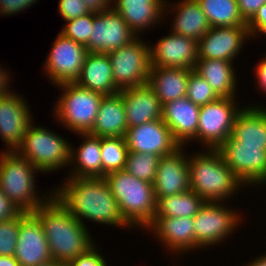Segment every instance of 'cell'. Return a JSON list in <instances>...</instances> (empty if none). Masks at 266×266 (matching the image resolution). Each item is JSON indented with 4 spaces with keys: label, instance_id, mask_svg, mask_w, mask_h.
<instances>
[{
    "label": "cell",
    "instance_id": "obj_1",
    "mask_svg": "<svg viewBox=\"0 0 266 266\" xmlns=\"http://www.w3.org/2000/svg\"><path fill=\"white\" fill-rule=\"evenodd\" d=\"M65 178L62 185L53 187V195L79 222L85 226L88 221L121 229L131 228L121 216L116 198L105 178Z\"/></svg>",
    "mask_w": 266,
    "mask_h": 266
},
{
    "label": "cell",
    "instance_id": "obj_2",
    "mask_svg": "<svg viewBox=\"0 0 266 266\" xmlns=\"http://www.w3.org/2000/svg\"><path fill=\"white\" fill-rule=\"evenodd\" d=\"M33 214L43 227L53 261L67 264L95 244L87 226L70 214L54 195Z\"/></svg>",
    "mask_w": 266,
    "mask_h": 266
},
{
    "label": "cell",
    "instance_id": "obj_3",
    "mask_svg": "<svg viewBox=\"0 0 266 266\" xmlns=\"http://www.w3.org/2000/svg\"><path fill=\"white\" fill-rule=\"evenodd\" d=\"M188 168L190 190L205 202H228L246 187L226 165L218 149L190 154Z\"/></svg>",
    "mask_w": 266,
    "mask_h": 266
},
{
    "label": "cell",
    "instance_id": "obj_4",
    "mask_svg": "<svg viewBox=\"0 0 266 266\" xmlns=\"http://www.w3.org/2000/svg\"><path fill=\"white\" fill-rule=\"evenodd\" d=\"M39 172L33 164L16 151L2 150L0 154V191L21 212L33 213L53 195V190L47 193L44 191L47 195L38 193L35 178Z\"/></svg>",
    "mask_w": 266,
    "mask_h": 266
},
{
    "label": "cell",
    "instance_id": "obj_5",
    "mask_svg": "<svg viewBox=\"0 0 266 266\" xmlns=\"http://www.w3.org/2000/svg\"><path fill=\"white\" fill-rule=\"evenodd\" d=\"M118 208L130 230H145L154 220L156 199L152 183L145 182L126 170L105 176Z\"/></svg>",
    "mask_w": 266,
    "mask_h": 266
},
{
    "label": "cell",
    "instance_id": "obj_6",
    "mask_svg": "<svg viewBox=\"0 0 266 266\" xmlns=\"http://www.w3.org/2000/svg\"><path fill=\"white\" fill-rule=\"evenodd\" d=\"M56 86L62 93L51 109L55 120L71 133H89L94 126L104 95L86 89L76 82Z\"/></svg>",
    "mask_w": 266,
    "mask_h": 266
},
{
    "label": "cell",
    "instance_id": "obj_7",
    "mask_svg": "<svg viewBox=\"0 0 266 266\" xmlns=\"http://www.w3.org/2000/svg\"><path fill=\"white\" fill-rule=\"evenodd\" d=\"M47 128L35 126L32 122L21 146L16 150L20 156L33 164L40 174H52L62 168H69L71 161L72 144L66 141L64 136Z\"/></svg>",
    "mask_w": 266,
    "mask_h": 266
},
{
    "label": "cell",
    "instance_id": "obj_8",
    "mask_svg": "<svg viewBox=\"0 0 266 266\" xmlns=\"http://www.w3.org/2000/svg\"><path fill=\"white\" fill-rule=\"evenodd\" d=\"M226 202H205L199 212L193 217L195 242L198 250L208 246L226 243L229 236L236 234L238 226L244 224L240 210H235ZM243 216V217H242ZM233 233V234H232Z\"/></svg>",
    "mask_w": 266,
    "mask_h": 266
},
{
    "label": "cell",
    "instance_id": "obj_9",
    "mask_svg": "<svg viewBox=\"0 0 266 266\" xmlns=\"http://www.w3.org/2000/svg\"><path fill=\"white\" fill-rule=\"evenodd\" d=\"M237 100L219 98L200 107L197 136L193 143L199 141L204 147L202 151L218 149L231 136L235 119L243 109Z\"/></svg>",
    "mask_w": 266,
    "mask_h": 266
},
{
    "label": "cell",
    "instance_id": "obj_10",
    "mask_svg": "<svg viewBox=\"0 0 266 266\" xmlns=\"http://www.w3.org/2000/svg\"><path fill=\"white\" fill-rule=\"evenodd\" d=\"M138 37L126 46L108 53L114 84L119 89L138 87L148 84L151 70L150 46Z\"/></svg>",
    "mask_w": 266,
    "mask_h": 266
},
{
    "label": "cell",
    "instance_id": "obj_11",
    "mask_svg": "<svg viewBox=\"0 0 266 266\" xmlns=\"http://www.w3.org/2000/svg\"><path fill=\"white\" fill-rule=\"evenodd\" d=\"M218 150L226 165L246 188L247 186L262 188V184L266 185V147L264 145H240L230 136Z\"/></svg>",
    "mask_w": 266,
    "mask_h": 266
},
{
    "label": "cell",
    "instance_id": "obj_12",
    "mask_svg": "<svg viewBox=\"0 0 266 266\" xmlns=\"http://www.w3.org/2000/svg\"><path fill=\"white\" fill-rule=\"evenodd\" d=\"M43 66V72L51 85L75 82L81 73L88 54L87 48L58 33Z\"/></svg>",
    "mask_w": 266,
    "mask_h": 266
},
{
    "label": "cell",
    "instance_id": "obj_13",
    "mask_svg": "<svg viewBox=\"0 0 266 266\" xmlns=\"http://www.w3.org/2000/svg\"><path fill=\"white\" fill-rule=\"evenodd\" d=\"M137 38L120 14L111 8L109 11L93 13V30L85 47L88 52L109 53Z\"/></svg>",
    "mask_w": 266,
    "mask_h": 266
},
{
    "label": "cell",
    "instance_id": "obj_14",
    "mask_svg": "<svg viewBox=\"0 0 266 266\" xmlns=\"http://www.w3.org/2000/svg\"><path fill=\"white\" fill-rule=\"evenodd\" d=\"M13 91L0 96V138L5 143V151H16L26 135L34 115L24 96ZM7 148V149H6Z\"/></svg>",
    "mask_w": 266,
    "mask_h": 266
},
{
    "label": "cell",
    "instance_id": "obj_15",
    "mask_svg": "<svg viewBox=\"0 0 266 266\" xmlns=\"http://www.w3.org/2000/svg\"><path fill=\"white\" fill-rule=\"evenodd\" d=\"M250 39L247 26L211 27L198 41V59L233 62Z\"/></svg>",
    "mask_w": 266,
    "mask_h": 266
},
{
    "label": "cell",
    "instance_id": "obj_16",
    "mask_svg": "<svg viewBox=\"0 0 266 266\" xmlns=\"http://www.w3.org/2000/svg\"><path fill=\"white\" fill-rule=\"evenodd\" d=\"M186 149L180 146L173 153L160 157L152 183L156 202L160 198L190 190L189 155Z\"/></svg>",
    "mask_w": 266,
    "mask_h": 266
},
{
    "label": "cell",
    "instance_id": "obj_17",
    "mask_svg": "<svg viewBox=\"0 0 266 266\" xmlns=\"http://www.w3.org/2000/svg\"><path fill=\"white\" fill-rule=\"evenodd\" d=\"M193 224L192 217H154L145 231L151 232V235L153 233L152 236H155L160 245L167 249L165 252L169 251L177 258L198 249Z\"/></svg>",
    "mask_w": 266,
    "mask_h": 266
},
{
    "label": "cell",
    "instance_id": "obj_18",
    "mask_svg": "<svg viewBox=\"0 0 266 266\" xmlns=\"http://www.w3.org/2000/svg\"><path fill=\"white\" fill-rule=\"evenodd\" d=\"M158 41V42H157ZM150 46L151 67L195 69L198 60V42L173 32Z\"/></svg>",
    "mask_w": 266,
    "mask_h": 266
},
{
    "label": "cell",
    "instance_id": "obj_19",
    "mask_svg": "<svg viewBox=\"0 0 266 266\" xmlns=\"http://www.w3.org/2000/svg\"><path fill=\"white\" fill-rule=\"evenodd\" d=\"M125 140L129 152L153 153L160 157L180 147L162 119L128 127Z\"/></svg>",
    "mask_w": 266,
    "mask_h": 266
},
{
    "label": "cell",
    "instance_id": "obj_20",
    "mask_svg": "<svg viewBox=\"0 0 266 266\" xmlns=\"http://www.w3.org/2000/svg\"><path fill=\"white\" fill-rule=\"evenodd\" d=\"M14 257L20 266H41L52 261L43 227L33 213L20 222Z\"/></svg>",
    "mask_w": 266,
    "mask_h": 266
},
{
    "label": "cell",
    "instance_id": "obj_21",
    "mask_svg": "<svg viewBox=\"0 0 266 266\" xmlns=\"http://www.w3.org/2000/svg\"><path fill=\"white\" fill-rule=\"evenodd\" d=\"M162 120L180 146H187L197 136L200 107L187 97L168 102L162 107Z\"/></svg>",
    "mask_w": 266,
    "mask_h": 266
},
{
    "label": "cell",
    "instance_id": "obj_22",
    "mask_svg": "<svg viewBox=\"0 0 266 266\" xmlns=\"http://www.w3.org/2000/svg\"><path fill=\"white\" fill-rule=\"evenodd\" d=\"M164 5L165 0H112V8L138 37L165 22Z\"/></svg>",
    "mask_w": 266,
    "mask_h": 266
},
{
    "label": "cell",
    "instance_id": "obj_23",
    "mask_svg": "<svg viewBox=\"0 0 266 266\" xmlns=\"http://www.w3.org/2000/svg\"><path fill=\"white\" fill-rule=\"evenodd\" d=\"M167 13H171L173 18L170 32L192 38L197 42L211 28L197 0H178L173 3L165 0L164 19Z\"/></svg>",
    "mask_w": 266,
    "mask_h": 266
},
{
    "label": "cell",
    "instance_id": "obj_24",
    "mask_svg": "<svg viewBox=\"0 0 266 266\" xmlns=\"http://www.w3.org/2000/svg\"><path fill=\"white\" fill-rule=\"evenodd\" d=\"M119 93L122 96L128 127L162 119L163 106L148 84L122 89Z\"/></svg>",
    "mask_w": 266,
    "mask_h": 266
},
{
    "label": "cell",
    "instance_id": "obj_25",
    "mask_svg": "<svg viewBox=\"0 0 266 266\" xmlns=\"http://www.w3.org/2000/svg\"><path fill=\"white\" fill-rule=\"evenodd\" d=\"M78 85L102 95H112L120 90L114 84V77L108 53L88 52Z\"/></svg>",
    "mask_w": 266,
    "mask_h": 266
},
{
    "label": "cell",
    "instance_id": "obj_26",
    "mask_svg": "<svg viewBox=\"0 0 266 266\" xmlns=\"http://www.w3.org/2000/svg\"><path fill=\"white\" fill-rule=\"evenodd\" d=\"M76 135H79V139L82 138V143L78 148L71 145L68 177H102L101 137L90 133Z\"/></svg>",
    "mask_w": 266,
    "mask_h": 266
},
{
    "label": "cell",
    "instance_id": "obj_27",
    "mask_svg": "<svg viewBox=\"0 0 266 266\" xmlns=\"http://www.w3.org/2000/svg\"><path fill=\"white\" fill-rule=\"evenodd\" d=\"M194 71L204 78L220 98L237 97V71L234 62L198 59Z\"/></svg>",
    "mask_w": 266,
    "mask_h": 266
},
{
    "label": "cell",
    "instance_id": "obj_28",
    "mask_svg": "<svg viewBox=\"0 0 266 266\" xmlns=\"http://www.w3.org/2000/svg\"><path fill=\"white\" fill-rule=\"evenodd\" d=\"M128 129L121 94L103 96L91 135L98 137H125Z\"/></svg>",
    "mask_w": 266,
    "mask_h": 266
},
{
    "label": "cell",
    "instance_id": "obj_29",
    "mask_svg": "<svg viewBox=\"0 0 266 266\" xmlns=\"http://www.w3.org/2000/svg\"><path fill=\"white\" fill-rule=\"evenodd\" d=\"M188 68L151 67L148 85L154 90L162 106L186 97Z\"/></svg>",
    "mask_w": 266,
    "mask_h": 266
},
{
    "label": "cell",
    "instance_id": "obj_30",
    "mask_svg": "<svg viewBox=\"0 0 266 266\" xmlns=\"http://www.w3.org/2000/svg\"><path fill=\"white\" fill-rule=\"evenodd\" d=\"M231 136L240 145L266 147V107L261 104L243 106L235 119Z\"/></svg>",
    "mask_w": 266,
    "mask_h": 266
},
{
    "label": "cell",
    "instance_id": "obj_31",
    "mask_svg": "<svg viewBox=\"0 0 266 266\" xmlns=\"http://www.w3.org/2000/svg\"><path fill=\"white\" fill-rule=\"evenodd\" d=\"M204 203L205 201L191 190L166 196L156 202L155 217L193 218Z\"/></svg>",
    "mask_w": 266,
    "mask_h": 266
},
{
    "label": "cell",
    "instance_id": "obj_32",
    "mask_svg": "<svg viewBox=\"0 0 266 266\" xmlns=\"http://www.w3.org/2000/svg\"><path fill=\"white\" fill-rule=\"evenodd\" d=\"M211 27L247 26L237 0H197Z\"/></svg>",
    "mask_w": 266,
    "mask_h": 266
},
{
    "label": "cell",
    "instance_id": "obj_33",
    "mask_svg": "<svg viewBox=\"0 0 266 266\" xmlns=\"http://www.w3.org/2000/svg\"><path fill=\"white\" fill-rule=\"evenodd\" d=\"M128 153L125 137H101L102 177L125 170Z\"/></svg>",
    "mask_w": 266,
    "mask_h": 266
},
{
    "label": "cell",
    "instance_id": "obj_34",
    "mask_svg": "<svg viewBox=\"0 0 266 266\" xmlns=\"http://www.w3.org/2000/svg\"><path fill=\"white\" fill-rule=\"evenodd\" d=\"M160 156L153 153L129 152L125 170L136 178L153 183Z\"/></svg>",
    "mask_w": 266,
    "mask_h": 266
},
{
    "label": "cell",
    "instance_id": "obj_35",
    "mask_svg": "<svg viewBox=\"0 0 266 266\" xmlns=\"http://www.w3.org/2000/svg\"><path fill=\"white\" fill-rule=\"evenodd\" d=\"M186 97L199 107L214 102L220 98L208 82L194 70L189 74Z\"/></svg>",
    "mask_w": 266,
    "mask_h": 266
},
{
    "label": "cell",
    "instance_id": "obj_36",
    "mask_svg": "<svg viewBox=\"0 0 266 266\" xmlns=\"http://www.w3.org/2000/svg\"><path fill=\"white\" fill-rule=\"evenodd\" d=\"M27 214V212H20L14 218L0 221V256H14L20 222Z\"/></svg>",
    "mask_w": 266,
    "mask_h": 266
},
{
    "label": "cell",
    "instance_id": "obj_37",
    "mask_svg": "<svg viewBox=\"0 0 266 266\" xmlns=\"http://www.w3.org/2000/svg\"><path fill=\"white\" fill-rule=\"evenodd\" d=\"M60 33L73 41L86 46L93 30V13L80 16L65 22Z\"/></svg>",
    "mask_w": 266,
    "mask_h": 266
},
{
    "label": "cell",
    "instance_id": "obj_38",
    "mask_svg": "<svg viewBox=\"0 0 266 266\" xmlns=\"http://www.w3.org/2000/svg\"><path fill=\"white\" fill-rule=\"evenodd\" d=\"M58 2V13L64 21L91 13L83 0H59Z\"/></svg>",
    "mask_w": 266,
    "mask_h": 266
},
{
    "label": "cell",
    "instance_id": "obj_39",
    "mask_svg": "<svg viewBox=\"0 0 266 266\" xmlns=\"http://www.w3.org/2000/svg\"><path fill=\"white\" fill-rule=\"evenodd\" d=\"M66 266H107L106 256L100 253L95 242L86 252L69 261Z\"/></svg>",
    "mask_w": 266,
    "mask_h": 266
},
{
    "label": "cell",
    "instance_id": "obj_40",
    "mask_svg": "<svg viewBox=\"0 0 266 266\" xmlns=\"http://www.w3.org/2000/svg\"><path fill=\"white\" fill-rule=\"evenodd\" d=\"M251 40L266 36V4L262 5L254 17L247 23Z\"/></svg>",
    "mask_w": 266,
    "mask_h": 266
},
{
    "label": "cell",
    "instance_id": "obj_41",
    "mask_svg": "<svg viewBox=\"0 0 266 266\" xmlns=\"http://www.w3.org/2000/svg\"><path fill=\"white\" fill-rule=\"evenodd\" d=\"M40 2L39 0H0V15L12 16L19 14L28 7H33V4Z\"/></svg>",
    "mask_w": 266,
    "mask_h": 266
},
{
    "label": "cell",
    "instance_id": "obj_42",
    "mask_svg": "<svg viewBox=\"0 0 266 266\" xmlns=\"http://www.w3.org/2000/svg\"><path fill=\"white\" fill-rule=\"evenodd\" d=\"M238 10L242 19L248 23L258 9L266 4V0H237Z\"/></svg>",
    "mask_w": 266,
    "mask_h": 266
},
{
    "label": "cell",
    "instance_id": "obj_43",
    "mask_svg": "<svg viewBox=\"0 0 266 266\" xmlns=\"http://www.w3.org/2000/svg\"><path fill=\"white\" fill-rule=\"evenodd\" d=\"M21 211L0 191V221L16 217Z\"/></svg>",
    "mask_w": 266,
    "mask_h": 266
},
{
    "label": "cell",
    "instance_id": "obj_44",
    "mask_svg": "<svg viewBox=\"0 0 266 266\" xmlns=\"http://www.w3.org/2000/svg\"><path fill=\"white\" fill-rule=\"evenodd\" d=\"M255 74V82L258 86L257 89L261 90L266 94V57H262V59L256 64L254 69Z\"/></svg>",
    "mask_w": 266,
    "mask_h": 266
},
{
    "label": "cell",
    "instance_id": "obj_45",
    "mask_svg": "<svg viewBox=\"0 0 266 266\" xmlns=\"http://www.w3.org/2000/svg\"><path fill=\"white\" fill-rule=\"evenodd\" d=\"M92 13L109 11L112 8V0H83Z\"/></svg>",
    "mask_w": 266,
    "mask_h": 266
},
{
    "label": "cell",
    "instance_id": "obj_46",
    "mask_svg": "<svg viewBox=\"0 0 266 266\" xmlns=\"http://www.w3.org/2000/svg\"><path fill=\"white\" fill-rule=\"evenodd\" d=\"M2 66L3 65L0 66V96H4L13 92L11 89L13 87L9 86V84L11 85L10 81H12V76L10 75L11 72L6 71V68H3Z\"/></svg>",
    "mask_w": 266,
    "mask_h": 266
},
{
    "label": "cell",
    "instance_id": "obj_47",
    "mask_svg": "<svg viewBox=\"0 0 266 266\" xmlns=\"http://www.w3.org/2000/svg\"><path fill=\"white\" fill-rule=\"evenodd\" d=\"M252 259H250L251 261L248 264L246 263L243 266H266V251L264 254Z\"/></svg>",
    "mask_w": 266,
    "mask_h": 266
},
{
    "label": "cell",
    "instance_id": "obj_48",
    "mask_svg": "<svg viewBox=\"0 0 266 266\" xmlns=\"http://www.w3.org/2000/svg\"><path fill=\"white\" fill-rule=\"evenodd\" d=\"M0 266H20L14 256H0Z\"/></svg>",
    "mask_w": 266,
    "mask_h": 266
},
{
    "label": "cell",
    "instance_id": "obj_49",
    "mask_svg": "<svg viewBox=\"0 0 266 266\" xmlns=\"http://www.w3.org/2000/svg\"><path fill=\"white\" fill-rule=\"evenodd\" d=\"M41 266H66L64 263L56 262V261H51L49 263L43 264Z\"/></svg>",
    "mask_w": 266,
    "mask_h": 266
}]
</instances>
